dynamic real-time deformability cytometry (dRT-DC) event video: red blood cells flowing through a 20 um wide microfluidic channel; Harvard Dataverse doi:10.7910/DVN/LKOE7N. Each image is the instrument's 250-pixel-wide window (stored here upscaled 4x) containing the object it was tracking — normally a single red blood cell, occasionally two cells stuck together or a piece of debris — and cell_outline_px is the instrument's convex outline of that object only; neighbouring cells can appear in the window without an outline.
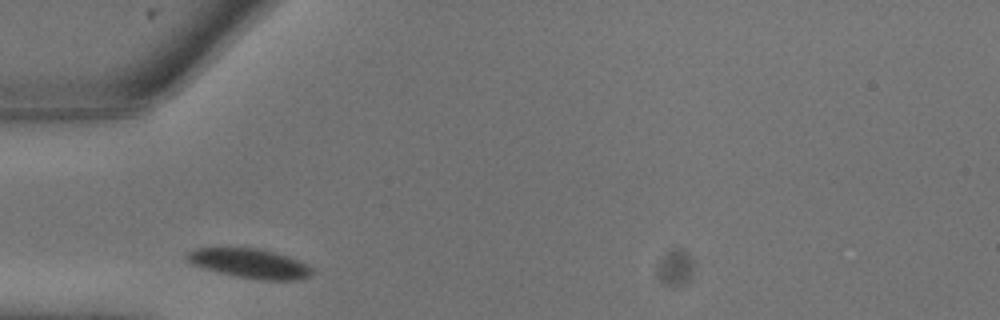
{"species": "common noctule bat (a hibernating species)", "species_latin": "Nyctalus noctula", "temperature_condition": "warm", "stored_images_in_passage": 10, "camera_frame_rate_fps": 3000, "um_per_image_px": 0.085, "animal": {"sex": "male", "body_mass_g": 13.3}, "frame": {"image": 1, "passage_image": 1, "time_ms": 0.0, "image_size_px": [1000, 320], "cell_outline_px": [[312, 272], [308, 276], [300, 280], [264, 280], [236, 276], [216, 272], [192, 264], [184, 256], [192, 248], [256, 248], [288, 256], [308, 264], [312, 268]], "centroid_in_image_um": [21.21, 22.39], "position_along_channel_um": 63.8, "area_um2": 21.39}}
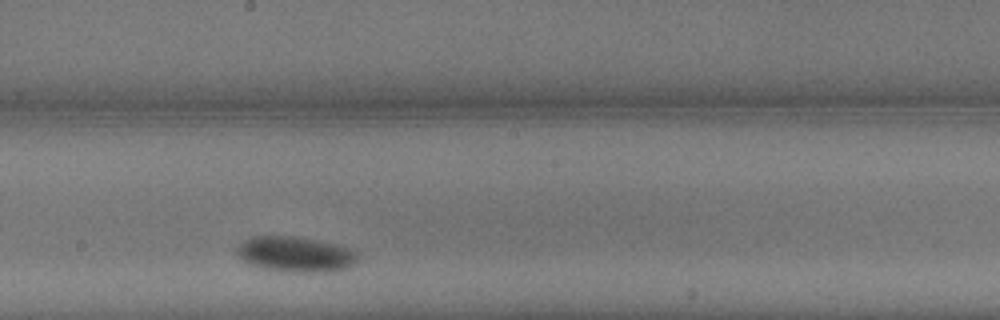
{"frame": {"image": 2, "passage_image": 7, "time_ms": 2.0, "image_size_px": [1000, 320], "cell_outline_px": [[360, 256], [356, 264], [348, 268], [328, 272], [292, 272], [264, 268], [248, 264], [236, 252], [236, 248], [244, 240], [252, 236], [292, 236], [316, 240], [356, 248]], "centroid_in_image_um": [25.2, 21.61], "position_along_channel_um": 223.0, "area_um2": 25.26}}
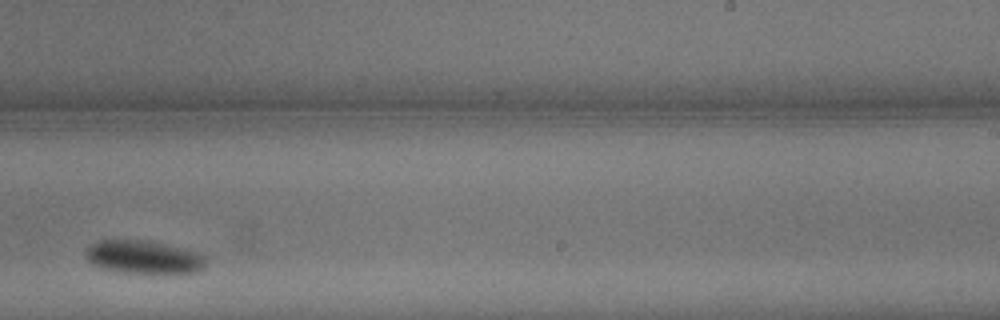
{"frame": {"image": 3, "passage_image": 9, "time_ms": 2.667, "image_size_px": [1000, 320], "cell_outline_px": [[204, 268], [196, 272], [124, 272], [100, 268], [92, 264], [84, 256], [84, 252], [92, 244], [100, 240], [152, 240], [200, 252], [204, 256]], "centroid_in_image_um": [12.19, 21.82], "position_along_channel_um": 276.8, "area_um2": 23.18}}